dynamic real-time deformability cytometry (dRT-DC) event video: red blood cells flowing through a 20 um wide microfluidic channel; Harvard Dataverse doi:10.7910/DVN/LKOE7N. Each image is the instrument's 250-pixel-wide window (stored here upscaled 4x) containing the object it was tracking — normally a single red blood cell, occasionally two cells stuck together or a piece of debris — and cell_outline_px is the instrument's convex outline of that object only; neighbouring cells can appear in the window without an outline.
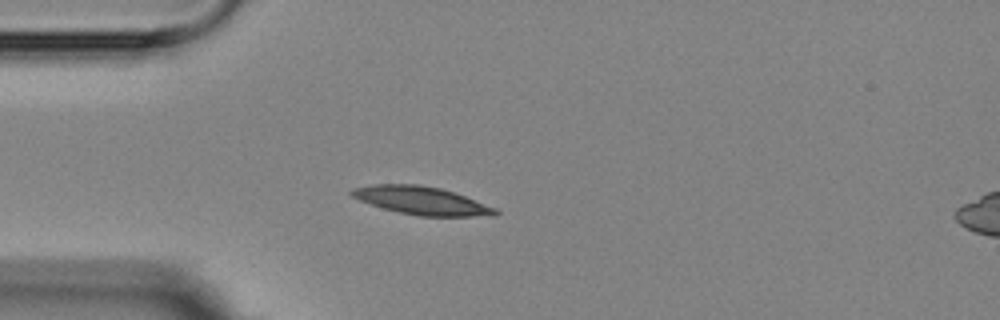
{"species": "Egyptian fruit bat (a non-hibernating species)", "species_latin": "Rousettus aegyptiacus", "temperature_condition": "room temperature", "stored_images_in_passage": 5, "segment_of_instrument_passage": [1, 2], "camera_frame_rate_fps": 3000, "um_per_image_px": 0.085, "animal": {"sex": "female"}, "frame": {"image": 1, "passage_image": 4, "time_ms": 4.0, "image_size_px": [1000, 320], "cell_outline_px": [[500, 212], [496, 216], [420, 216], [400, 212], [384, 208], [360, 200], [352, 196], [348, 192], [352, 188], [372, 184], [420, 184], [440, 188], [464, 196], [496, 208]], "centroid_in_image_um": [35.83, 17.04], "position_along_channel_um": 49.2, "area_um2": 23.29}}